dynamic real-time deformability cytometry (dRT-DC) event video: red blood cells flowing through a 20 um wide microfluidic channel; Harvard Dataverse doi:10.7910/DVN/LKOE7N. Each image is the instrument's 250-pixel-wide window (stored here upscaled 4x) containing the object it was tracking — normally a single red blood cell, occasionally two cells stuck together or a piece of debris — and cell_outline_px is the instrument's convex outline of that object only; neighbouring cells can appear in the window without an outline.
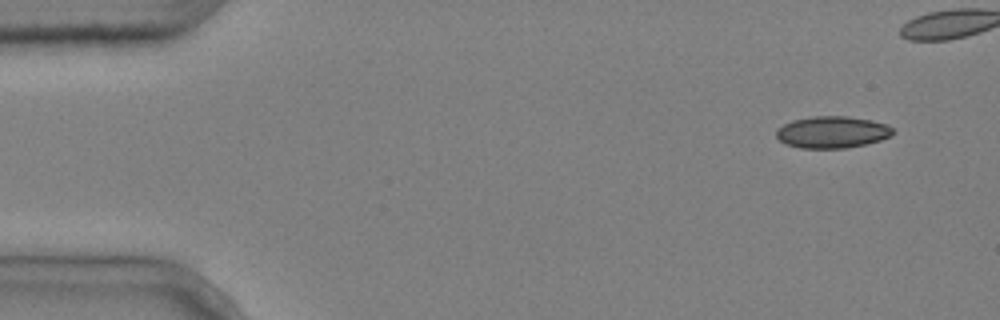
{"species": "common noctule bat (a hibernating species)", "species_latin": "Nyctalus noctula", "temperature_condition": "cold", "stored_images_in_passage": 6, "camera_frame_rate_fps": 3000, "um_per_image_px": 0.085, "animal": {"sex": "male", "body_mass_g": 20.4}, "frame": {"image": 1, "passage_image": 1, "time_ms": 0.0, "image_size_px": [1000, 320], "cell_outline_px": [[896, 132], [892, 136], [880, 140], [864, 144], [844, 148], [800, 148], [784, 144], [776, 136], [776, 128], [792, 120], [812, 116], [848, 116], [872, 120], [888, 124]], "centroid_in_image_um": [70.74, 11.22], "position_along_channel_um": 14.3, "area_um2": 21.85}}